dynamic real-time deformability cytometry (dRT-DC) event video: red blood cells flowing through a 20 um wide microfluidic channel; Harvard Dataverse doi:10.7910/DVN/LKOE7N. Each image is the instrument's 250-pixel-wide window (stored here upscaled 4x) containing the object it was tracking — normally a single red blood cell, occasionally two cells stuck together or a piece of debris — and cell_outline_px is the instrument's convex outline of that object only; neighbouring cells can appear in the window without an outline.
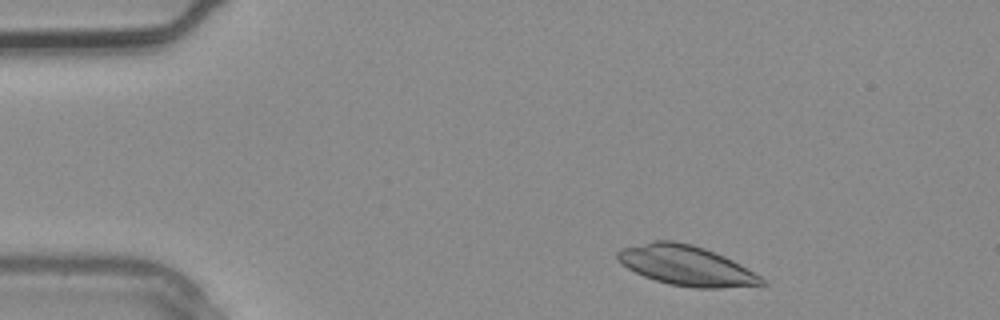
{"species": "common noctule bat (a hibernating species)", "species_latin": "Nyctalus noctula", "temperature_condition": "warm", "stored_images_in_passage": 3, "camera_frame_rate_fps": 3000, "um_per_image_px": 0.085, "animal": {"sex": "male", "body_mass_g": 20.4}, "frame": {"image": 1, "passage_image": 3, "time_ms": 0.667, "image_size_px": [1000, 320], "cell_outline_px": [[768, 284], [720, 288], [692, 288], [668, 284], [644, 276], [628, 268], [616, 260], [616, 252], [620, 248], [652, 240], [672, 240], [692, 244], [704, 248], [724, 256], [740, 264], [760, 276]], "centroid_in_image_um": [58.29, 22.56], "position_along_channel_um": 26.7, "area_um2": 33.64}}